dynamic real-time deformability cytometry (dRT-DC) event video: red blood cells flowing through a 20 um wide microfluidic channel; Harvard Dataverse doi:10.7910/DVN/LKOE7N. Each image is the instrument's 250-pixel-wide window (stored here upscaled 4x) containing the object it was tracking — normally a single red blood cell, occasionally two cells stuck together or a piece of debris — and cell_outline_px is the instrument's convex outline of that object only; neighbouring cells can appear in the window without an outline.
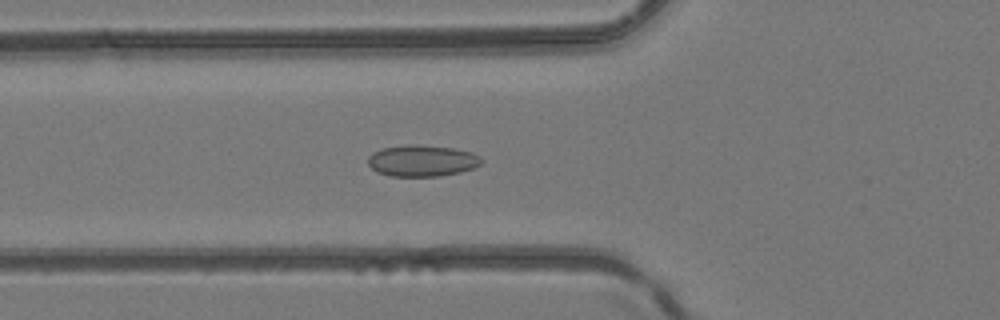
{"species": "common noctule bat (a hibernating species)", "species_latin": "Nyctalus noctula", "temperature_condition": "room temperature", "stored_images_in_passage": 49, "camera_frame_rate_fps": 3000, "um_per_image_px": 0.085, "animal": {"sex": "female", "body_mass_g": 24.6, "forearm_length_mm": 56.2}, "frame": {"image": 1, "passage_image": 18, "time_ms": 5.667, "image_size_px": [1000, 320], "cell_outline_px": [[484, 160], [480, 164], [472, 168], [460, 172], [440, 176], [388, 176], [376, 172], [368, 164], [368, 156], [372, 152], [380, 148], [408, 144], [412, 144], [452, 148], [472, 152], [480, 156]], "centroid_in_image_um": [35.84, 13.66], "position_along_channel_um": 90.0, "area_um2": 20.92}}
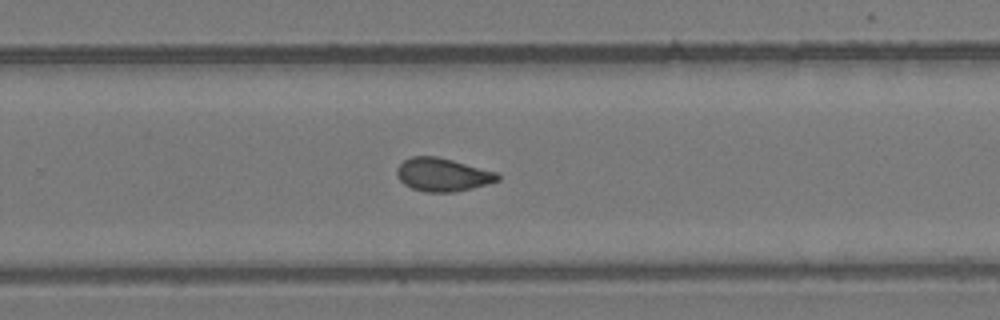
{"frame": {"image": 2, "passage_image": 32, "time_ms": 10.333, "image_size_px": [1000, 320], "cell_outline_px": [[500, 180], [488, 184], [456, 192], [424, 192], [412, 188], [404, 184], [396, 176], [396, 168], [404, 160], [412, 156], [436, 156], [452, 160], [496, 172], [500, 176]], "centroid_in_image_um": [37.6, 14.85], "position_along_channel_um": 292.2, "area_um2": 19.54}}
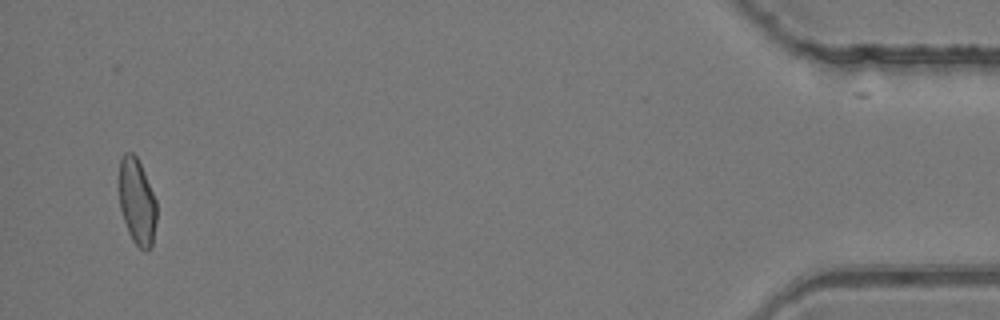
{"frame": {"image": 3, "passage_image": 47, "time_ms": 15.333, "image_size_px": [1000, 320], "cell_outline_px": [[156, 220], [152, 248], [148, 252], [144, 252], [132, 240], [128, 232], [120, 208], [120, 160], [124, 152], [132, 152], [136, 156], [144, 172], [156, 200]], "centroid_in_image_um": [11.66, 17.19], "position_along_channel_um": 423.5, "area_um2": 18.79}}